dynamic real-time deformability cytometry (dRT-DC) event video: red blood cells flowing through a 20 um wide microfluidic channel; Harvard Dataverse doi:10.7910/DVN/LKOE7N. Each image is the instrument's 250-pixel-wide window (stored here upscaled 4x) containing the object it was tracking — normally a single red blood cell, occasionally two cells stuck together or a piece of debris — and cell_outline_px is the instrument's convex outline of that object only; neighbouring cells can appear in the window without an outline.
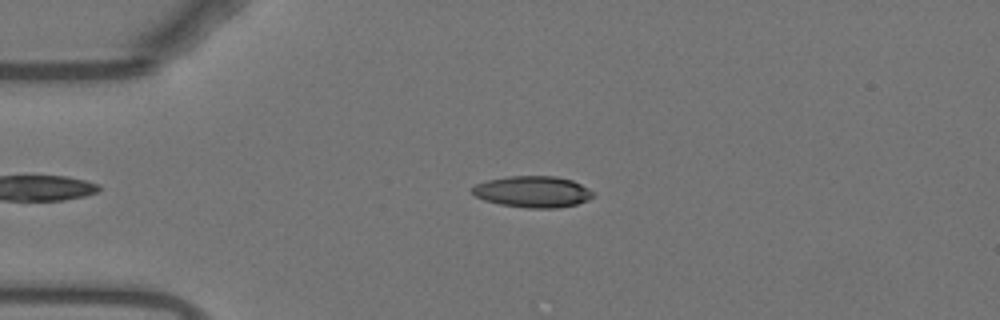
{"species": "Egyptian fruit bat (a non-hibernating species)", "species_latin": "Rousettus aegyptiacus", "temperature_condition": "warm", "stored_images_in_passage": 29, "camera_frame_rate_fps": 3000, "um_per_image_px": 0.085, "animal": {"sex": "female"}, "frame": {"image": 1, "passage_image": 12, "time_ms": 3.667, "image_size_px": [1000, 320], "cell_outline_px": [[592, 196], [588, 200], [576, 204], [556, 208], [528, 208], [500, 204], [484, 200], [476, 196], [472, 192], [472, 188], [476, 184], [488, 180], [508, 176], [556, 176], [572, 180], [588, 188], [592, 192]], "centroid_in_image_um": [45.27, 16.29], "position_along_channel_um": 39.7, "area_um2": 21.91}}
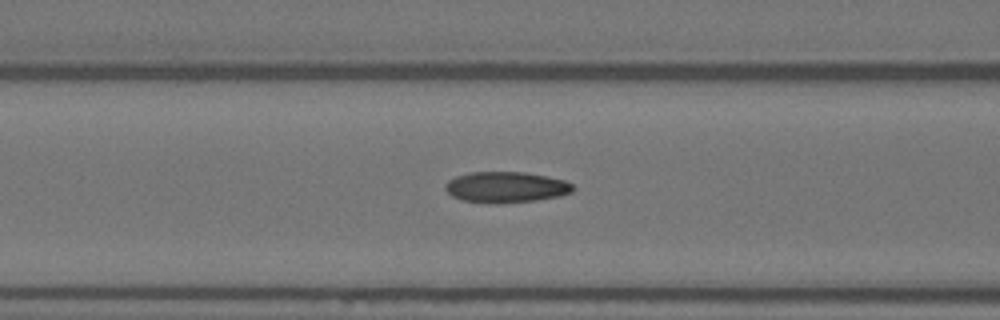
{"frame": {"image": 2, "passage_image": 21, "time_ms": 6.667, "image_size_px": [1000, 320], "cell_outline_px": [[572, 192], [560, 196], [536, 200], [500, 204], [492, 204], [464, 200], [452, 196], [444, 188], [444, 184], [448, 180], [456, 176], [468, 172], [524, 172], [548, 176], [564, 180], [572, 184]], "centroid_in_image_um": [42.98, 15.91], "position_along_channel_um": 123.6, "area_um2": 23.12}}
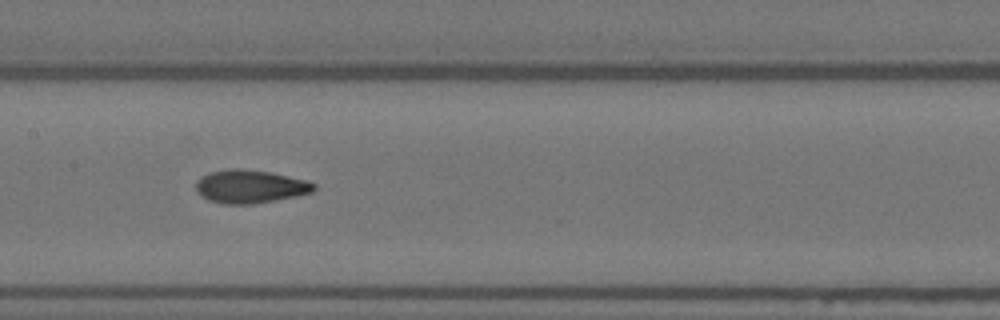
{"frame": {"image": 3, "passage_image": 26, "time_ms": 8.333, "image_size_px": [1000, 320], "cell_outline_px": [[316, 188], [312, 192], [296, 196], [276, 200], [252, 204], [220, 204], [208, 200], [200, 196], [196, 192], [196, 180], [200, 176], [208, 172], [228, 168], [240, 168], [272, 172], [308, 180], [316, 184]], "centroid_in_image_um": [21.23, 15.84], "position_along_channel_um": 186.2, "area_um2": 23.35}}